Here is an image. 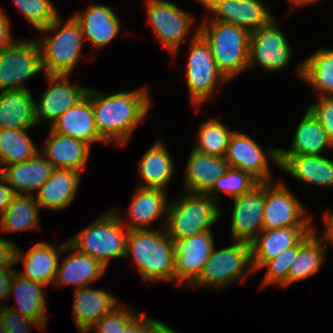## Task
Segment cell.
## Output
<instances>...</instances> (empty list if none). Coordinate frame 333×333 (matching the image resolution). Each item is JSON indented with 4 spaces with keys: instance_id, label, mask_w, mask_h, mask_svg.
<instances>
[{
    "instance_id": "obj_1",
    "label": "cell",
    "mask_w": 333,
    "mask_h": 333,
    "mask_svg": "<svg viewBox=\"0 0 333 333\" xmlns=\"http://www.w3.org/2000/svg\"><path fill=\"white\" fill-rule=\"evenodd\" d=\"M149 93L145 86L117 93H104L92 88V107L99 135L107 143L127 145L152 107Z\"/></svg>"
},
{
    "instance_id": "obj_2",
    "label": "cell",
    "mask_w": 333,
    "mask_h": 333,
    "mask_svg": "<svg viewBox=\"0 0 333 333\" xmlns=\"http://www.w3.org/2000/svg\"><path fill=\"white\" fill-rule=\"evenodd\" d=\"M131 258L143 281H175L173 240L163 226L129 230L124 258Z\"/></svg>"
},
{
    "instance_id": "obj_3",
    "label": "cell",
    "mask_w": 333,
    "mask_h": 333,
    "mask_svg": "<svg viewBox=\"0 0 333 333\" xmlns=\"http://www.w3.org/2000/svg\"><path fill=\"white\" fill-rule=\"evenodd\" d=\"M61 20L59 15L47 27L38 30L40 34L47 33L45 38H35L41 48L44 75L70 76L81 56L85 41L80 25L72 16L65 23Z\"/></svg>"
},
{
    "instance_id": "obj_4",
    "label": "cell",
    "mask_w": 333,
    "mask_h": 333,
    "mask_svg": "<svg viewBox=\"0 0 333 333\" xmlns=\"http://www.w3.org/2000/svg\"><path fill=\"white\" fill-rule=\"evenodd\" d=\"M198 28L211 48L218 69L229 82L247 71L250 32L223 21H202Z\"/></svg>"
},
{
    "instance_id": "obj_5",
    "label": "cell",
    "mask_w": 333,
    "mask_h": 333,
    "mask_svg": "<svg viewBox=\"0 0 333 333\" xmlns=\"http://www.w3.org/2000/svg\"><path fill=\"white\" fill-rule=\"evenodd\" d=\"M68 239L78 251L98 260L106 268L113 258H124L129 229L110 208Z\"/></svg>"
},
{
    "instance_id": "obj_6",
    "label": "cell",
    "mask_w": 333,
    "mask_h": 333,
    "mask_svg": "<svg viewBox=\"0 0 333 333\" xmlns=\"http://www.w3.org/2000/svg\"><path fill=\"white\" fill-rule=\"evenodd\" d=\"M169 202L163 227L172 240L195 236L218 223L221 208L208 194L190 193Z\"/></svg>"
},
{
    "instance_id": "obj_7",
    "label": "cell",
    "mask_w": 333,
    "mask_h": 333,
    "mask_svg": "<svg viewBox=\"0 0 333 333\" xmlns=\"http://www.w3.org/2000/svg\"><path fill=\"white\" fill-rule=\"evenodd\" d=\"M251 264V244L231 240L221 249L214 246L203 272L190 288H209L221 291L235 282L254 274Z\"/></svg>"
},
{
    "instance_id": "obj_8",
    "label": "cell",
    "mask_w": 333,
    "mask_h": 333,
    "mask_svg": "<svg viewBox=\"0 0 333 333\" xmlns=\"http://www.w3.org/2000/svg\"><path fill=\"white\" fill-rule=\"evenodd\" d=\"M186 63V85L194 107L208 102L215 93L216 86L230 83L220 72L208 42L199 33H193L189 43Z\"/></svg>"
},
{
    "instance_id": "obj_9",
    "label": "cell",
    "mask_w": 333,
    "mask_h": 333,
    "mask_svg": "<svg viewBox=\"0 0 333 333\" xmlns=\"http://www.w3.org/2000/svg\"><path fill=\"white\" fill-rule=\"evenodd\" d=\"M42 70L41 48L36 39H18L0 51V91L28 89L26 81Z\"/></svg>"
},
{
    "instance_id": "obj_10",
    "label": "cell",
    "mask_w": 333,
    "mask_h": 333,
    "mask_svg": "<svg viewBox=\"0 0 333 333\" xmlns=\"http://www.w3.org/2000/svg\"><path fill=\"white\" fill-rule=\"evenodd\" d=\"M150 26L161 45L174 57L194 23L192 14L167 0H145Z\"/></svg>"
},
{
    "instance_id": "obj_11",
    "label": "cell",
    "mask_w": 333,
    "mask_h": 333,
    "mask_svg": "<svg viewBox=\"0 0 333 333\" xmlns=\"http://www.w3.org/2000/svg\"><path fill=\"white\" fill-rule=\"evenodd\" d=\"M274 17L267 25L251 32L248 69L259 65L266 72L277 73L291 62L293 48Z\"/></svg>"
},
{
    "instance_id": "obj_12",
    "label": "cell",
    "mask_w": 333,
    "mask_h": 333,
    "mask_svg": "<svg viewBox=\"0 0 333 333\" xmlns=\"http://www.w3.org/2000/svg\"><path fill=\"white\" fill-rule=\"evenodd\" d=\"M283 180L265 182L263 230L290 226H314L307 208Z\"/></svg>"
},
{
    "instance_id": "obj_13",
    "label": "cell",
    "mask_w": 333,
    "mask_h": 333,
    "mask_svg": "<svg viewBox=\"0 0 333 333\" xmlns=\"http://www.w3.org/2000/svg\"><path fill=\"white\" fill-rule=\"evenodd\" d=\"M225 160L229 167L249 173L258 182H272L269 163L280 167L279 147L263 150L256 140L237 130L230 137Z\"/></svg>"
},
{
    "instance_id": "obj_14",
    "label": "cell",
    "mask_w": 333,
    "mask_h": 333,
    "mask_svg": "<svg viewBox=\"0 0 333 333\" xmlns=\"http://www.w3.org/2000/svg\"><path fill=\"white\" fill-rule=\"evenodd\" d=\"M209 10L203 21H223L248 32L267 25L275 16L262 0H196Z\"/></svg>"
},
{
    "instance_id": "obj_15",
    "label": "cell",
    "mask_w": 333,
    "mask_h": 333,
    "mask_svg": "<svg viewBox=\"0 0 333 333\" xmlns=\"http://www.w3.org/2000/svg\"><path fill=\"white\" fill-rule=\"evenodd\" d=\"M211 230L195 236L173 240L175 253V281L178 286L191 287L203 272L215 246Z\"/></svg>"
},
{
    "instance_id": "obj_16",
    "label": "cell",
    "mask_w": 333,
    "mask_h": 333,
    "mask_svg": "<svg viewBox=\"0 0 333 333\" xmlns=\"http://www.w3.org/2000/svg\"><path fill=\"white\" fill-rule=\"evenodd\" d=\"M48 88L39 99L35 100V116L37 126L49 128L71 106L79 102L88 91V87L77 85L69 80L68 75H45Z\"/></svg>"
},
{
    "instance_id": "obj_17",
    "label": "cell",
    "mask_w": 333,
    "mask_h": 333,
    "mask_svg": "<svg viewBox=\"0 0 333 333\" xmlns=\"http://www.w3.org/2000/svg\"><path fill=\"white\" fill-rule=\"evenodd\" d=\"M231 240L251 243L263 230L265 182L232 199Z\"/></svg>"
},
{
    "instance_id": "obj_18",
    "label": "cell",
    "mask_w": 333,
    "mask_h": 333,
    "mask_svg": "<svg viewBox=\"0 0 333 333\" xmlns=\"http://www.w3.org/2000/svg\"><path fill=\"white\" fill-rule=\"evenodd\" d=\"M65 242L59 246H53L48 242L35 243L29 250L22 251L18 246L15 252V265L22 262L24 271H16L21 277L30 281L53 285L58 263L61 255L65 253Z\"/></svg>"
},
{
    "instance_id": "obj_19",
    "label": "cell",
    "mask_w": 333,
    "mask_h": 333,
    "mask_svg": "<svg viewBox=\"0 0 333 333\" xmlns=\"http://www.w3.org/2000/svg\"><path fill=\"white\" fill-rule=\"evenodd\" d=\"M166 192L160 188L136 187L125 214L126 220H123V214H119L114 206L111 209L129 230L149 229L155 221L167 215L170 200Z\"/></svg>"
},
{
    "instance_id": "obj_20",
    "label": "cell",
    "mask_w": 333,
    "mask_h": 333,
    "mask_svg": "<svg viewBox=\"0 0 333 333\" xmlns=\"http://www.w3.org/2000/svg\"><path fill=\"white\" fill-rule=\"evenodd\" d=\"M50 129L58 134L84 141L88 144L107 142L99 135L92 107V88L74 106L67 109Z\"/></svg>"
},
{
    "instance_id": "obj_21",
    "label": "cell",
    "mask_w": 333,
    "mask_h": 333,
    "mask_svg": "<svg viewBox=\"0 0 333 333\" xmlns=\"http://www.w3.org/2000/svg\"><path fill=\"white\" fill-rule=\"evenodd\" d=\"M80 25L84 41L88 39L94 48H103L117 37L121 29L115 11L102 4H90L83 11L71 15Z\"/></svg>"
},
{
    "instance_id": "obj_22",
    "label": "cell",
    "mask_w": 333,
    "mask_h": 333,
    "mask_svg": "<svg viewBox=\"0 0 333 333\" xmlns=\"http://www.w3.org/2000/svg\"><path fill=\"white\" fill-rule=\"evenodd\" d=\"M314 226H290L262 230L251 244V264L254 272L268 260L276 258L284 250L295 247Z\"/></svg>"
},
{
    "instance_id": "obj_23",
    "label": "cell",
    "mask_w": 333,
    "mask_h": 333,
    "mask_svg": "<svg viewBox=\"0 0 333 333\" xmlns=\"http://www.w3.org/2000/svg\"><path fill=\"white\" fill-rule=\"evenodd\" d=\"M73 298V320L80 333H86L96 322L117 307L120 302L105 289L86 286L76 289Z\"/></svg>"
},
{
    "instance_id": "obj_24",
    "label": "cell",
    "mask_w": 333,
    "mask_h": 333,
    "mask_svg": "<svg viewBox=\"0 0 333 333\" xmlns=\"http://www.w3.org/2000/svg\"><path fill=\"white\" fill-rule=\"evenodd\" d=\"M44 148L39 150L54 168L71 169L83 173L90 154V144L52 131L46 136Z\"/></svg>"
},
{
    "instance_id": "obj_25",
    "label": "cell",
    "mask_w": 333,
    "mask_h": 333,
    "mask_svg": "<svg viewBox=\"0 0 333 333\" xmlns=\"http://www.w3.org/2000/svg\"><path fill=\"white\" fill-rule=\"evenodd\" d=\"M65 251L71 253L63 259V262L59 260L53 285L72 284L76 290L100 279L108 269L98 260L78 251L68 240L65 243Z\"/></svg>"
},
{
    "instance_id": "obj_26",
    "label": "cell",
    "mask_w": 333,
    "mask_h": 333,
    "mask_svg": "<svg viewBox=\"0 0 333 333\" xmlns=\"http://www.w3.org/2000/svg\"><path fill=\"white\" fill-rule=\"evenodd\" d=\"M55 168L39 151L33 158L2 167L1 174L15 195H35Z\"/></svg>"
},
{
    "instance_id": "obj_27",
    "label": "cell",
    "mask_w": 333,
    "mask_h": 333,
    "mask_svg": "<svg viewBox=\"0 0 333 333\" xmlns=\"http://www.w3.org/2000/svg\"><path fill=\"white\" fill-rule=\"evenodd\" d=\"M228 167L225 157L203 154L192 148L184 171V191L207 194Z\"/></svg>"
},
{
    "instance_id": "obj_28",
    "label": "cell",
    "mask_w": 333,
    "mask_h": 333,
    "mask_svg": "<svg viewBox=\"0 0 333 333\" xmlns=\"http://www.w3.org/2000/svg\"><path fill=\"white\" fill-rule=\"evenodd\" d=\"M82 174L80 171L55 168L35 195L40 209L61 211L69 207L76 197Z\"/></svg>"
},
{
    "instance_id": "obj_29",
    "label": "cell",
    "mask_w": 333,
    "mask_h": 333,
    "mask_svg": "<svg viewBox=\"0 0 333 333\" xmlns=\"http://www.w3.org/2000/svg\"><path fill=\"white\" fill-rule=\"evenodd\" d=\"M280 168L293 178L318 187H333V160L324 155L279 156Z\"/></svg>"
},
{
    "instance_id": "obj_30",
    "label": "cell",
    "mask_w": 333,
    "mask_h": 333,
    "mask_svg": "<svg viewBox=\"0 0 333 333\" xmlns=\"http://www.w3.org/2000/svg\"><path fill=\"white\" fill-rule=\"evenodd\" d=\"M36 126L35 98L29 89L0 91V129Z\"/></svg>"
},
{
    "instance_id": "obj_31",
    "label": "cell",
    "mask_w": 333,
    "mask_h": 333,
    "mask_svg": "<svg viewBox=\"0 0 333 333\" xmlns=\"http://www.w3.org/2000/svg\"><path fill=\"white\" fill-rule=\"evenodd\" d=\"M174 161L161 138H158L141 157L138 172L141 184L137 187L166 190L174 174Z\"/></svg>"
},
{
    "instance_id": "obj_32",
    "label": "cell",
    "mask_w": 333,
    "mask_h": 333,
    "mask_svg": "<svg viewBox=\"0 0 333 333\" xmlns=\"http://www.w3.org/2000/svg\"><path fill=\"white\" fill-rule=\"evenodd\" d=\"M294 132L290 148L279 147V156L323 155L333 148L325 129L308 109Z\"/></svg>"
},
{
    "instance_id": "obj_33",
    "label": "cell",
    "mask_w": 333,
    "mask_h": 333,
    "mask_svg": "<svg viewBox=\"0 0 333 333\" xmlns=\"http://www.w3.org/2000/svg\"><path fill=\"white\" fill-rule=\"evenodd\" d=\"M313 228L299 243L298 253L289 267L287 287L315 275L323 266L328 246Z\"/></svg>"
},
{
    "instance_id": "obj_34",
    "label": "cell",
    "mask_w": 333,
    "mask_h": 333,
    "mask_svg": "<svg viewBox=\"0 0 333 333\" xmlns=\"http://www.w3.org/2000/svg\"><path fill=\"white\" fill-rule=\"evenodd\" d=\"M46 287L42 283L23 278L15 272L11 284L10 297L15 294L16 306L14 305L15 308L12 306L10 308L20 315L37 320L46 328V318H48L44 292Z\"/></svg>"
},
{
    "instance_id": "obj_35",
    "label": "cell",
    "mask_w": 333,
    "mask_h": 333,
    "mask_svg": "<svg viewBox=\"0 0 333 333\" xmlns=\"http://www.w3.org/2000/svg\"><path fill=\"white\" fill-rule=\"evenodd\" d=\"M296 73L319 97H333V49L321 47L300 62Z\"/></svg>"
},
{
    "instance_id": "obj_36",
    "label": "cell",
    "mask_w": 333,
    "mask_h": 333,
    "mask_svg": "<svg viewBox=\"0 0 333 333\" xmlns=\"http://www.w3.org/2000/svg\"><path fill=\"white\" fill-rule=\"evenodd\" d=\"M40 206L35 195H15L0 215L1 232L40 230Z\"/></svg>"
},
{
    "instance_id": "obj_37",
    "label": "cell",
    "mask_w": 333,
    "mask_h": 333,
    "mask_svg": "<svg viewBox=\"0 0 333 333\" xmlns=\"http://www.w3.org/2000/svg\"><path fill=\"white\" fill-rule=\"evenodd\" d=\"M30 129H0V165L9 166L33 158L39 149L28 136Z\"/></svg>"
},
{
    "instance_id": "obj_38",
    "label": "cell",
    "mask_w": 333,
    "mask_h": 333,
    "mask_svg": "<svg viewBox=\"0 0 333 333\" xmlns=\"http://www.w3.org/2000/svg\"><path fill=\"white\" fill-rule=\"evenodd\" d=\"M234 130L216 118L205 120L199 125L197 141L193 149L207 155L225 157L230 137Z\"/></svg>"
},
{
    "instance_id": "obj_39",
    "label": "cell",
    "mask_w": 333,
    "mask_h": 333,
    "mask_svg": "<svg viewBox=\"0 0 333 333\" xmlns=\"http://www.w3.org/2000/svg\"><path fill=\"white\" fill-rule=\"evenodd\" d=\"M258 183L249 173L238 168L228 167L225 174L216 181L207 194L215 202L218 201L217 198H219L221 192L231 196L233 199L249 192Z\"/></svg>"
},
{
    "instance_id": "obj_40",
    "label": "cell",
    "mask_w": 333,
    "mask_h": 333,
    "mask_svg": "<svg viewBox=\"0 0 333 333\" xmlns=\"http://www.w3.org/2000/svg\"><path fill=\"white\" fill-rule=\"evenodd\" d=\"M17 9L36 31L47 27L58 16V10L50 0H12Z\"/></svg>"
},
{
    "instance_id": "obj_41",
    "label": "cell",
    "mask_w": 333,
    "mask_h": 333,
    "mask_svg": "<svg viewBox=\"0 0 333 333\" xmlns=\"http://www.w3.org/2000/svg\"><path fill=\"white\" fill-rule=\"evenodd\" d=\"M298 253V244L295 247L284 250L279 256L271 260L265 261L257 271L266 268L265 275L261 281V289L269 285H278L279 287H287L289 267L295 260Z\"/></svg>"
},
{
    "instance_id": "obj_42",
    "label": "cell",
    "mask_w": 333,
    "mask_h": 333,
    "mask_svg": "<svg viewBox=\"0 0 333 333\" xmlns=\"http://www.w3.org/2000/svg\"><path fill=\"white\" fill-rule=\"evenodd\" d=\"M131 306L119 304L107 313L101 320L96 322L86 333H122L125 327L139 314Z\"/></svg>"
},
{
    "instance_id": "obj_43",
    "label": "cell",
    "mask_w": 333,
    "mask_h": 333,
    "mask_svg": "<svg viewBox=\"0 0 333 333\" xmlns=\"http://www.w3.org/2000/svg\"><path fill=\"white\" fill-rule=\"evenodd\" d=\"M0 315L6 333H29L31 327L45 330L37 320L20 315L6 304L4 307H0Z\"/></svg>"
},
{
    "instance_id": "obj_44",
    "label": "cell",
    "mask_w": 333,
    "mask_h": 333,
    "mask_svg": "<svg viewBox=\"0 0 333 333\" xmlns=\"http://www.w3.org/2000/svg\"><path fill=\"white\" fill-rule=\"evenodd\" d=\"M307 108L321 123L333 144V97H319Z\"/></svg>"
},
{
    "instance_id": "obj_45",
    "label": "cell",
    "mask_w": 333,
    "mask_h": 333,
    "mask_svg": "<svg viewBox=\"0 0 333 333\" xmlns=\"http://www.w3.org/2000/svg\"><path fill=\"white\" fill-rule=\"evenodd\" d=\"M158 319L148 318L139 313L124 329L122 333H151Z\"/></svg>"
},
{
    "instance_id": "obj_46",
    "label": "cell",
    "mask_w": 333,
    "mask_h": 333,
    "mask_svg": "<svg viewBox=\"0 0 333 333\" xmlns=\"http://www.w3.org/2000/svg\"><path fill=\"white\" fill-rule=\"evenodd\" d=\"M17 244L0 237V269L14 267Z\"/></svg>"
},
{
    "instance_id": "obj_47",
    "label": "cell",
    "mask_w": 333,
    "mask_h": 333,
    "mask_svg": "<svg viewBox=\"0 0 333 333\" xmlns=\"http://www.w3.org/2000/svg\"><path fill=\"white\" fill-rule=\"evenodd\" d=\"M16 41L11 35L9 17L0 7V51L11 47Z\"/></svg>"
},
{
    "instance_id": "obj_48",
    "label": "cell",
    "mask_w": 333,
    "mask_h": 333,
    "mask_svg": "<svg viewBox=\"0 0 333 333\" xmlns=\"http://www.w3.org/2000/svg\"><path fill=\"white\" fill-rule=\"evenodd\" d=\"M15 269L12 267L0 269V307H4V301L10 299V289Z\"/></svg>"
},
{
    "instance_id": "obj_49",
    "label": "cell",
    "mask_w": 333,
    "mask_h": 333,
    "mask_svg": "<svg viewBox=\"0 0 333 333\" xmlns=\"http://www.w3.org/2000/svg\"><path fill=\"white\" fill-rule=\"evenodd\" d=\"M15 197L13 189L9 186L3 175L0 173V215Z\"/></svg>"
},
{
    "instance_id": "obj_50",
    "label": "cell",
    "mask_w": 333,
    "mask_h": 333,
    "mask_svg": "<svg viewBox=\"0 0 333 333\" xmlns=\"http://www.w3.org/2000/svg\"><path fill=\"white\" fill-rule=\"evenodd\" d=\"M323 219L325 228L323 229L324 231L321 238L327 246L330 243V245H333V212H325Z\"/></svg>"
},
{
    "instance_id": "obj_51",
    "label": "cell",
    "mask_w": 333,
    "mask_h": 333,
    "mask_svg": "<svg viewBox=\"0 0 333 333\" xmlns=\"http://www.w3.org/2000/svg\"><path fill=\"white\" fill-rule=\"evenodd\" d=\"M320 0H288L289 3V12H294V9H301L306 6L312 5Z\"/></svg>"
},
{
    "instance_id": "obj_52",
    "label": "cell",
    "mask_w": 333,
    "mask_h": 333,
    "mask_svg": "<svg viewBox=\"0 0 333 333\" xmlns=\"http://www.w3.org/2000/svg\"><path fill=\"white\" fill-rule=\"evenodd\" d=\"M151 333H181L179 332L178 330L172 328V327H169L168 325H166L164 322L162 321H158L152 332Z\"/></svg>"
},
{
    "instance_id": "obj_53",
    "label": "cell",
    "mask_w": 333,
    "mask_h": 333,
    "mask_svg": "<svg viewBox=\"0 0 333 333\" xmlns=\"http://www.w3.org/2000/svg\"><path fill=\"white\" fill-rule=\"evenodd\" d=\"M0 333H6L1 315H0Z\"/></svg>"
}]
</instances>
